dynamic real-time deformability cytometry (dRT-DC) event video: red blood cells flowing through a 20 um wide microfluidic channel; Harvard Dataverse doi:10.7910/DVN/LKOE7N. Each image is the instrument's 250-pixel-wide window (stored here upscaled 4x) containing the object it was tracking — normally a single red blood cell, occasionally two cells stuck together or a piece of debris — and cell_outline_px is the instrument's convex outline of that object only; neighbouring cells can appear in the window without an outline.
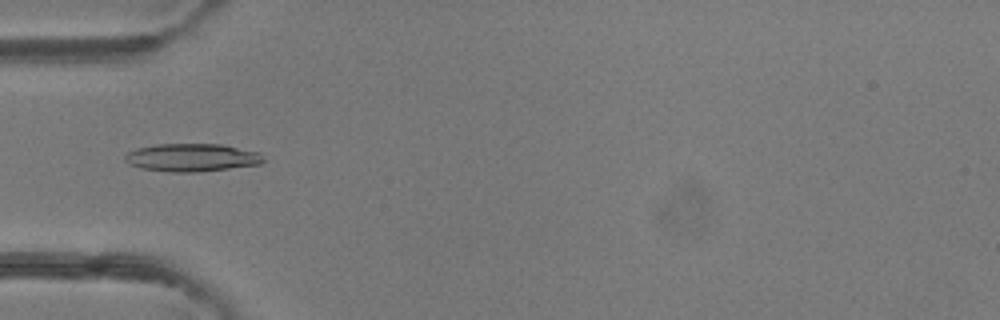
{"species": "common noctule bat (a hibernating species)", "species_latin": "Nyctalus noctula", "temperature_condition": "room temperature", "stored_images_in_passage": 5, "camera_frame_rate_fps": 3000, "um_per_image_px": 0.085, "animal": {"sex": "female"}, "frame": {"image": 1, "passage_image": 4, "time_ms": 1.0, "image_size_px": [1000, 320], "cell_outline_px": [[264, 160], [260, 164], [196, 172], [168, 172], [140, 168], [128, 164], [124, 160], [124, 156], [128, 152], [136, 148], [156, 144], [220, 144], [260, 152]], "centroid_in_image_um": [16.26, 13.39], "position_along_channel_um": 68.7, "area_um2": 22.54}}